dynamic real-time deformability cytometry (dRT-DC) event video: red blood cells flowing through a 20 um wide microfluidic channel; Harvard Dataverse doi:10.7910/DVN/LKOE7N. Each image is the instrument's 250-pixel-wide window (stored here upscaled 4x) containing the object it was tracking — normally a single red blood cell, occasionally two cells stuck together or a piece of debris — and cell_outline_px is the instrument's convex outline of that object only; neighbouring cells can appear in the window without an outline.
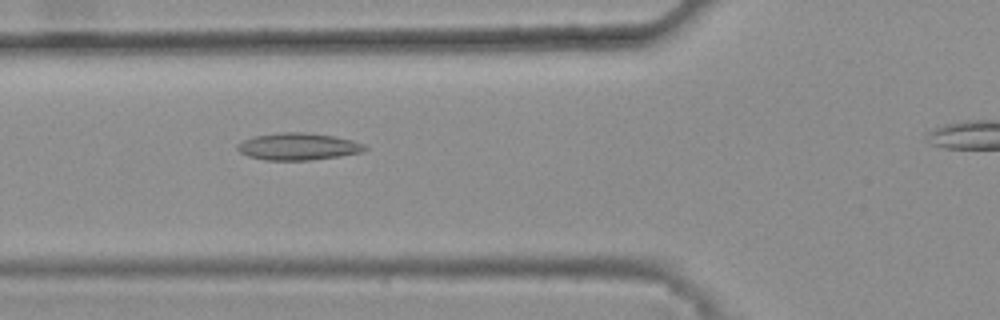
{"species": "common noctule bat (a hibernating species)", "species_latin": "Nyctalus noctula", "temperature_condition": "warm", "stored_images_in_passage": 41, "camera_frame_rate_fps": 3000, "um_per_image_px": 0.085, "animal": {"sex": "female", "body_mass_g": 25.1}, "frame": {"image": 1, "passage_image": 12, "time_ms": 3.667, "image_size_px": [1000, 320], "cell_outline_px": [[368, 148], [360, 152], [340, 156], [308, 160], [264, 160], [248, 156], [240, 152], [236, 148], [236, 144], [252, 136], [280, 132], [304, 132], [332, 136], [352, 140], [364, 144]], "centroid_in_image_um": [25.29, 12.45], "position_along_channel_um": 100.5, "area_um2": 20.06}}
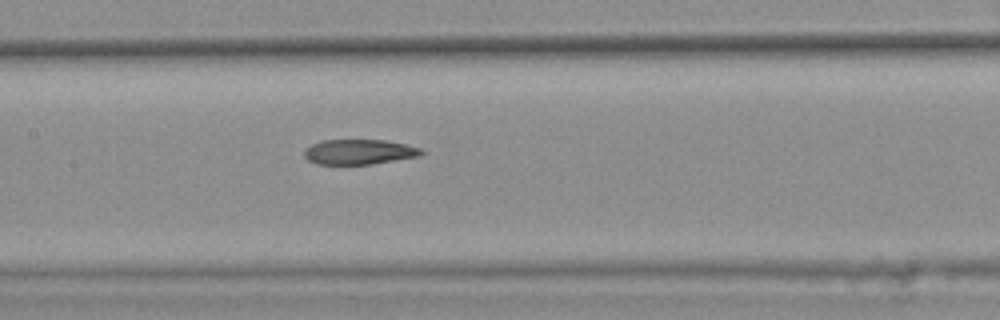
{"frame": {"image": 2, "passage_image": 18, "time_ms": 5.667, "image_size_px": [1000, 320], "cell_outline_px": [[424, 152], [420, 156], [368, 164], [316, 164], [308, 160], [304, 156], [304, 152], [312, 144], [320, 140], [388, 140], [420, 148]], "centroid_in_image_um": [30.51, 12.9], "position_along_channel_um": 176.9, "area_um2": 16.94}}
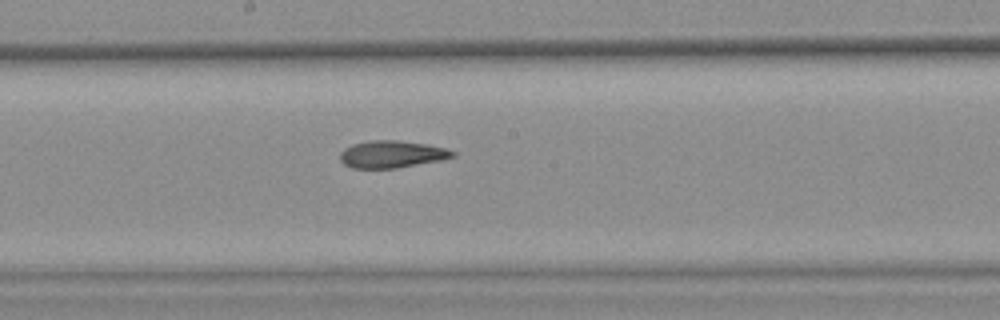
{"frame": {"image": 3, "passage_image": 21, "time_ms": 6.667, "image_size_px": [1000, 320], "cell_outline_px": [[456, 156], [440, 160], [396, 168], [352, 168], [344, 164], [340, 160], [340, 152], [344, 148], [352, 144], [368, 140], [400, 140], [428, 144], [448, 148], [456, 152]], "centroid_in_image_um": [33.31, 13.09], "position_along_channel_um": 214.9, "area_um2": 18.03}, "authors_computed_cell_mechanics": {"area_um2": 18.1492, "velocity_mm_per_s": 3.8072, "shape_relaxation_time_tau1_ms": null, "shape_relaxation_time_tau2_ms": 3.7985, "deformation_change_tau1": null, "deformation_change_tau2": 0.1282}}